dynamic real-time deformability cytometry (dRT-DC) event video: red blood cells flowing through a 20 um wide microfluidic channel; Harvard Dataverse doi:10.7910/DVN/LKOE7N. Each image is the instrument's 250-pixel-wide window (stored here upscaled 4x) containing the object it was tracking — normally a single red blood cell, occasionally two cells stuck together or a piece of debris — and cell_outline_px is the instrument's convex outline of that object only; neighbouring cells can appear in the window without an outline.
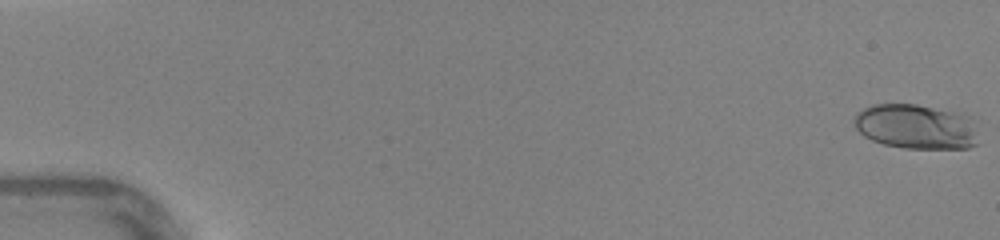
{"species": "human", "species_latin": "Homo sapiens", "temperature_condition": "warm", "stored_images_in_passage": 16, "camera_frame_rate_fps": 3000, "um_per_image_px": 0.085, "donor": {"sex": "female"}, "frame": {"image": 1, "passage_image": 1, "time_ms": 0.0, "image_size_px": [1000, 240], "cell_outline_px": [[980, 144], [968, 148], [904, 148], [884, 144], [872, 140], [864, 136], [856, 128], [856, 112], [872, 104], [916, 104], [964, 112], [968, 116]], "centroid_in_image_um": [77.88, 10.75], "position_along_channel_um": 7.1, "area_um2": 32.54}}